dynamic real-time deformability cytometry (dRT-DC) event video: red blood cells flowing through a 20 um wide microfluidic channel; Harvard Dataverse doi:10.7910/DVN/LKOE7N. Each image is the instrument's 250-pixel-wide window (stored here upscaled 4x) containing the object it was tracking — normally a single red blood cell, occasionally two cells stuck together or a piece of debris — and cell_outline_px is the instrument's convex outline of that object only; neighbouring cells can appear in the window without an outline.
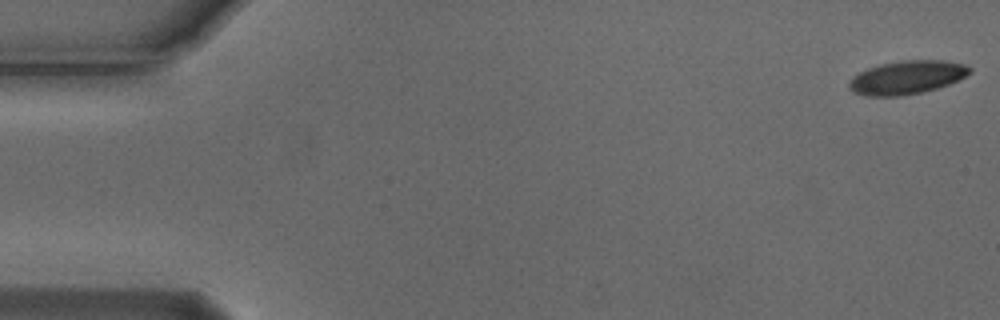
{"species": "Egyptian fruit bat (a non-hibernating species)", "species_latin": "Rousettus aegyptiacus", "temperature_condition": "cold", "stored_images_in_passage": 4, "camera_frame_rate_fps": 3000, "um_per_image_px": 0.085, "animal": {"sex": "male"}, "frame": {"image": 1, "passage_image": 1, "time_ms": 0.0, "image_size_px": [1000, 320], "cell_outline_px": [[972, 72], [960, 80], [924, 92], [900, 96], [868, 96], [852, 92], [848, 88], [848, 84], [852, 76], [868, 68], [880, 64], [900, 60], [944, 60], [964, 64], [972, 68]], "centroid_in_image_um": [77.09, 6.58], "position_along_channel_um": 7.9, "area_um2": 23.76}}